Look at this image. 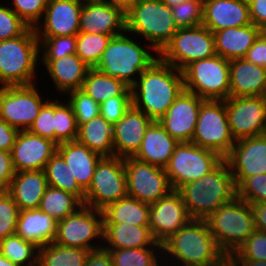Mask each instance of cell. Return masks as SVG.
Masks as SVG:
<instances>
[{
  "instance_id": "cell-41",
  "label": "cell",
  "mask_w": 266,
  "mask_h": 266,
  "mask_svg": "<svg viewBox=\"0 0 266 266\" xmlns=\"http://www.w3.org/2000/svg\"><path fill=\"white\" fill-rule=\"evenodd\" d=\"M111 35L81 33L76 35V55L90 68H95L107 48Z\"/></svg>"
},
{
  "instance_id": "cell-45",
  "label": "cell",
  "mask_w": 266,
  "mask_h": 266,
  "mask_svg": "<svg viewBox=\"0 0 266 266\" xmlns=\"http://www.w3.org/2000/svg\"><path fill=\"white\" fill-rule=\"evenodd\" d=\"M68 103L75 114L77 126L100 115V104L81 89L67 93Z\"/></svg>"
},
{
  "instance_id": "cell-1",
  "label": "cell",
  "mask_w": 266,
  "mask_h": 266,
  "mask_svg": "<svg viewBox=\"0 0 266 266\" xmlns=\"http://www.w3.org/2000/svg\"><path fill=\"white\" fill-rule=\"evenodd\" d=\"M184 89L183 72L157 58L131 87L132 105L158 121Z\"/></svg>"
},
{
  "instance_id": "cell-42",
  "label": "cell",
  "mask_w": 266,
  "mask_h": 266,
  "mask_svg": "<svg viewBox=\"0 0 266 266\" xmlns=\"http://www.w3.org/2000/svg\"><path fill=\"white\" fill-rule=\"evenodd\" d=\"M54 130L57 144L76 141L78 126L73 109L66 100L63 103L62 100H54Z\"/></svg>"
},
{
  "instance_id": "cell-34",
  "label": "cell",
  "mask_w": 266,
  "mask_h": 266,
  "mask_svg": "<svg viewBox=\"0 0 266 266\" xmlns=\"http://www.w3.org/2000/svg\"><path fill=\"white\" fill-rule=\"evenodd\" d=\"M102 211L104 224L149 226L150 204L126 196L107 205Z\"/></svg>"
},
{
  "instance_id": "cell-18",
  "label": "cell",
  "mask_w": 266,
  "mask_h": 266,
  "mask_svg": "<svg viewBox=\"0 0 266 266\" xmlns=\"http://www.w3.org/2000/svg\"><path fill=\"white\" fill-rule=\"evenodd\" d=\"M191 219L181 195L176 190L150 204L149 228L155 240L160 244H163Z\"/></svg>"
},
{
  "instance_id": "cell-13",
  "label": "cell",
  "mask_w": 266,
  "mask_h": 266,
  "mask_svg": "<svg viewBox=\"0 0 266 266\" xmlns=\"http://www.w3.org/2000/svg\"><path fill=\"white\" fill-rule=\"evenodd\" d=\"M103 231L102 211L83 205L75 213L58 221L53 243L94 251L103 245H94L91 241L99 238L103 240Z\"/></svg>"
},
{
  "instance_id": "cell-37",
  "label": "cell",
  "mask_w": 266,
  "mask_h": 266,
  "mask_svg": "<svg viewBox=\"0 0 266 266\" xmlns=\"http://www.w3.org/2000/svg\"><path fill=\"white\" fill-rule=\"evenodd\" d=\"M90 250L56 243L38 249V266H85Z\"/></svg>"
},
{
  "instance_id": "cell-38",
  "label": "cell",
  "mask_w": 266,
  "mask_h": 266,
  "mask_svg": "<svg viewBox=\"0 0 266 266\" xmlns=\"http://www.w3.org/2000/svg\"><path fill=\"white\" fill-rule=\"evenodd\" d=\"M44 172L48 186L71 192L84 202L85 191L79 186L70 167L57 152L47 162Z\"/></svg>"
},
{
  "instance_id": "cell-25",
  "label": "cell",
  "mask_w": 266,
  "mask_h": 266,
  "mask_svg": "<svg viewBox=\"0 0 266 266\" xmlns=\"http://www.w3.org/2000/svg\"><path fill=\"white\" fill-rule=\"evenodd\" d=\"M230 97L265 96L266 68L244 58L229 61Z\"/></svg>"
},
{
  "instance_id": "cell-53",
  "label": "cell",
  "mask_w": 266,
  "mask_h": 266,
  "mask_svg": "<svg viewBox=\"0 0 266 266\" xmlns=\"http://www.w3.org/2000/svg\"><path fill=\"white\" fill-rule=\"evenodd\" d=\"M244 59L266 68V32H262L247 51Z\"/></svg>"
},
{
  "instance_id": "cell-31",
  "label": "cell",
  "mask_w": 266,
  "mask_h": 266,
  "mask_svg": "<svg viewBox=\"0 0 266 266\" xmlns=\"http://www.w3.org/2000/svg\"><path fill=\"white\" fill-rule=\"evenodd\" d=\"M57 153L68 164L79 186L86 191L91 185L96 165L102 156L77 141L58 144Z\"/></svg>"
},
{
  "instance_id": "cell-21",
  "label": "cell",
  "mask_w": 266,
  "mask_h": 266,
  "mask_svg": "<svg viewBox=\"0 0 266 266\" xmlns=\"http://www.w3.org/2000/svg\"><path fill=\"white\" fill-rule=\"evenodd\" d=\"M83 3L82 0H49L42 24L34 28L37 37L77 35Z\"/></svg>"
},
{
  "instance_id": "cell-10",
  "label": "cell",
  "mask_w": 266,
  "mask_h": 266,
  "mask_svg": "<svg viewBox=\"0 0 266 266\" xmlns=\"http://www.w3.org/2000/svg\"><path fill=\"white\" fill-rule=\"evenodd\" d=\"M223 160L218 153L191 142H180L164 169L172 188L177 191L182 185L214 170Z\"/></svg>"
},
{
  "instance_id": "cell-28",
  "label": "cell",
  "mask_w": 266,
  "mask_h": 266,
  "mask_svg": "<svg viewBox=\"0 0 266 266\" xmlns=\"http://www.w3.org/2000/svg\"><path fill=\"white\" fill-rule=\"evenodd\" d=\"M48 187L44 170L15 172L6 191L19 210L37 209Z\"/></svg>"
},
{
  "instance_id": "cell-58",
  "label": "cell",
  "mask_w": 266,
  "mask_h": 266,
  "mask_svg": "<svg viewBox=\"0 0 266 266\" xmlns=\"http://www.w3.org/2000/svg\"><path fill=\"white\" fill-rule=\"evenodd\" d=\"M253 212L255 230L266 232V203H249Z\"/></svg>"
},
{
  "instance_id": "cell-62",
  "label": "cell",
  "mask_w": 266,
  "mask_h": 266,
  "mask_svg": "<svg viewBox=\"0 0 266 266\" xmlns=\"http://www.w3.org/2000/svg\"><path fill=\"white\" fill-rule=\"evenodd\" d=\"M0 266H17L11 260L0 253Z\"/></svg>"
},
{
  "instance_id": "cell-19",
  "label": "cell",
  "mask_w": 266,
  "mask_h": 266,
  "mask_svg": "<svg viewBox=\"0 0 266 266\" xmlns=\"http://www.w3.org/2000/svg\"><path fill=\"white\" fill-rule=\"evenodd\" d=\"M203 101L184 89L158 122L179 143L191 142Z\"/></svg>"
},
{
  "instance_id": "cell-15",
  "label": "cell",
  "mask_w": 266,
  "mask_h": 266,
  "mask_svg": "<svg viewBox=\"0 0 266 266\" xmlns=\"http://www.w3.org/2000/svg\"><path fill=\"white\" fill-rule=\"evenodd\" d=\"M35 85L0 87V118L19 131L30 128L49 100H43Z\"/></svg>"
},
{
  "instance_id": "cell-2",
  "label": "cell",
  "mask_w": 266,
  "mask_h": 266,
  "mask_svg": "<svg viewBox=\"0 0 266 266\" xmlns=\"http://www.w3.org/2000/svg\"><path fill=\"white\" fill-rule=\"evenodd\" d=\"M162 253L166 255L162 256L165 259L161 262L165 263L163 266H172L173 263L174 266H209L226 256L205 219H191L162 244ZM166 258L169 263H166Z\"/></svg>"
},
{
  "instance_id": "cell-55",
  "label": "cell",
  "mask_w": 266,
  "mask_h": 266,
  "mask_svg": "<svg viewBox=\"0 0 266 266\" xmlns=\"http://www.w3.org/2000/svg\"><path fill=\"white\" fill-rule=\"evenodd\" d=\"M251 22L266 32V0H247Z\"/></svg>"
},
{
  "instance_id": "cell-40",
  "label": "cell",
  "mask_w": 266,
  "mask_h": 266,
  "mask_svg": "<svg viewBox=\"0 0 266 266\" xmlns=\"http://www.w3.org/2000/svg\"><path fill=\"white\" fill-rule=\"evenodd\" d=\"M105 250L109 252L114 266H163L158 261L162 258L157 255L158 252H160L161 256L164 255L162 253V246Z\"/></svg>"
},
{
  "instance_id": "cell-59",
  "label": "cell",
  "mask_w": 266,
  "mask_h": 266,
  "mask_svg": "<svg viewBox=\"0 0 266 266\" xmlns=\"http://www.w3.org/2000/svg\"><path fill=\"white\" fill-rule=\"evenodd\" d=\"M100 1L106 3L111 7L117 8L121 10L123 13L127 14L136 0H100Z\"/></svg>"
},
{
  "instance_id": "cell-12",
  "label": "cell",
  "mask_w": 266,
  "mask_h": 266,
  "mask_svg": "<svg viewBox=\"0 0 266 266\" xmlns=\"http://www.w3.org/2000/svg\"><path fill=\"white\" fill-rule=\"evenodd\" d=\"M126 196L124 158L102 157L96 165L91 185L85 191L83 205L103 210Z\"/></svg>"
},
{
  "instance_id": "cell-29",
  "label": "cell",
  "mask_w": 266,
  "mask_h": 266,
  "mask_svg": "<svg viewBox=\"0 0 266 266\" xmlns=\"http://www.w3.org/2000/svg\"><path fill=\"white\" fill-rule=\"evenodd\" d=\"M262 32L253 23L216 31L213 33L215 52L228 61L244 58Z\"/></svg>"
},
{
  "instance_id": "cell-57",
  "label": "cell",
  "mask_w": 266,
  "mask_h": 266,
  "mask_svg": "<svg viewBox=\"0 0 266 266\" xmlns=\"http://www.w3.org/2000/svg\"><path fill=\"white\" fill-rule=\"evenodd\" d=\"M85 266H114L109 252L103 248L90 251Z\"/></svg>"
},
{
  "instance_id": "cell-50",
  "label": "cell",
  "mask_w": 266,
  "mask_h": 266,
  "mask_svg": "<svg viewBox=\"0 0 266 266\" xmlns=\"http://www.w3.org/2000/svg\"><path fill=\"white\" fill-rule=\"evenodd\" d=\"M231 258L266 262V232L255 230Z\"/></svg>"
},
{
  "instance_id": "cell-63",
  "label": "cell",
  "mask_w": 266,
  "mask_h": 266,
  "mask_svg": "<svg viewBox=\"0 0 266 266\" xmlns=\"http://www.w3.org/2000/svg\"><path fill=\"white\" fill-rule=\"evenodd\" d=\"M164 4H166L168 7L176 6L179 3H182L187 0H161Z\"/></svg>"
},
{
  "instance_id": "cell-51",
  "label": "cell",
  "mask_w": 266,
  "mask_h": 266,
  "mask_svg": "<svg viewBox=\"0 0 266 266\" xmlns=\"http://www.w3.org/2000/svg\"><path fill=\"white\" fill-rule=\"evenodd\" d=\"M29 27L10 6L0 4V41L18 37Z\"/></svg>"
},
{
  "instance_id": "cell-4",
  "label": "cell",
  "mask_w": 266,
  "mask_h": 266,
  "mask_svg": "<svg viewBox=\"0 0 266 266\" xmlns=\"http://www.w3.org/2000/svg\"><path fill=\"white\" fill-rule=\"evenodd\" d=\"M40 55L33 27L18 37L0 41V87L35 84Z\"/></svg>"
},
{
  "instance_id": "cell-33",
  "label": "cell",
  "mask_w": 266,
  "mask_h": 266,
  "mask_svg": "<svg viewBox=\"0 0 266 266\" xmlns=\"http://www.w3.org/2000/svg\"><path fill=\"white\" fill-rule=\"evenodd\" d=\"M113 125L101 115L78 126L76 141L102 157H113Z\"/></svg>"
},
{
  "instance_id": "cell-56",
  "label": "cell",
  "mask_w": 266,
  "mask_h": 266,
  "mask_svg": "<svg viewBox=\"0 0 266 266\" xmlns=\"http://www.w3.org/2000/svg\"><path fill=\"white\" fill-rule=\"evenodd\" d=\"M19 130L0 118V150L11 152Z\"/></svg>"
},
{
  "instance_id": "cell-8",
  "label": "cell",
  "mask_w": 266,
  "mask_h": 266,
  "mask_svg": "<svg viewBox=\"0 0 266 266\" xmlns=\"http://www.w3.org/2000/svg\"><path fill=\"white\" fill-rule=\"evenodd\" d=\"M185 90L204 100L230 97L229 61L219 55L196 60L183 70Z\"/></svg>"
},
{
  "instance_id": "cell-3",
  "label": "cell",
  "mask_w": 266,
  "mask_h": 266,
  "mask_svg": "<svg viewBox=\"0 0 266 266\" xmlns=\"http://www.w3.org/2000/svg\"><path fill=\"white\" fill-rule=\"evenodd\" d=\"M177 192L192 219L206 220L237 197L234 177L225 160L202 178L182 185Z\"/></svg>"
},
{
  "instance_id": "cell-60",
  "label": "cell",
  "mask_w": 266,
  "mask_h": 266,
  "mask_svg": "<svg viewBox=\"0 0 266 266\" xmlns=\"http://www.w3.org/2000/svg\"><path fill=\"white\" fill-rule=\"evenodd\" d=\"M234 266H266L265 261L251 259H232Z\"/></svg>"
},
{
  "instance_id": "cell-52",
  "label": "cell",
  "mask_w": 266,
  "mask_h": 266,
  "mask_svg": "<svg viewBox=\"0 0 266 266\" xmlns=\"http://www.w3.org/2000/svg\"><path fill=\"white\" fill-rule=\"evenodd\" d=\"M28 131L32 134L50 139L55 142L54 130V101L48 100L41 108Z\"/></svg>"
},
{
  "instance_id": "cell-26",
  "label": "cell",
  "mask_w": 266,
  "mask_h": 266,
  "mask_svg": "<svg viewBox=\"0 0 266 266\" xmlns=\"http://www.w3.org/2000/svg\"><path fill=\"white\" fill-rule=\"evenodd\" d=\"M46 67L56 91L63 95L81 89L86 74L90 69L76 54L60 59H40Z\"/></svg>"
},
{
  "instance_id": "cell-36",
  "label": "cell",
  "mask_w": 266,
  "mask_h": 266,
  "mask_svg": "<svg viewBox=\"0 0 266 266\" xmlns=\"http://www.w3.org/2000/svg\"><path fill=\"white\" fill-rule=\"evenodd\" d=\"M83 202L73 193L48 186L39 204V209L57 222L75 213Z\"/></svg>"
},
{
  "instance_id": "cell-5",
  "label": "cell",
  "mask_w": 266,
  "mask_h": 266,
  "mask_svg": "<svg viewBox=\"0 0 266 266\" xmlns=\"http://www.w3.org/2000/svg\"><path fill=\"white\" fill-rule=\"evenodd\" d=\"M133 38L126 35V32L112 37L95 67L103 74L123 81L130 88L136 83L138 76L159 58Z\"/></svg>"
},
{
  "instance_id": "cell-61",
  "label": "cell",
  "mask_w": 266,
  "mask_h": 266,
  "mask_svg": "<svg viewBox=\"0 0 266 266\" xmlns=\"http://www.w3.org/2000/svg\"><path fill=\"white\" fill-rule=\"evenodd\" d=\"M209 266H234V263H233L231 256H225L218 263H214V264H211Z\"/></svg>"
},
{
  "instance_id": "cell-30",
  "label": "cell",
  "mask_w": 266,
  "mask_h": 266,
  "mask_svg": "<svg viewBox=\"0 0 266 266\" xmlns=\"http://www.w3.org/2000/svg\"><path fill=\"white\" fill-rule=\"evenodd\" d=\"M57 223L39 208L20 210L15 234L41 248L54 242Z\"/></svg>"
},
{
  "instance_id": "cell-11",
  "label": "cell",
  "mask_w": 266,
  "mask_h": 266,
  "mask_svg": "<svg viewBox=\"0 0 266 266\" xmlns=\"http://www.w3.org/2000/svg\"><path fill=\"white\" fill-rule=\"evenodd\" d=\"M216 55L213 33L204 25L179 28L158 54L159 58L178 70L196 60Z\"/></svg>"
},
{
  "instance_id": "cell-35",
  "label": "cell",
  "mask_w": 266,
  "mask_h": 266,
  "mask_svg": "<svg viewBox=\"0 0 266 266\" xmlns=\"http://www.w3.org/2000/svg\"><path fill=\"white\" fill-rule=\"evenodd\" d=\"M128 88L123 81L90 68L81 90L101 104L110 98L121 96Z\"/></svg>"
},
{
  "instance_id": "cell-47",
  "label": "cell",
  "mask_w": 266,
  "mask_h": 266,
  "mask_svg": "<svg viewBox=\"0 0 266 266\" xmlns=\"http://www.w3.org/2000/svg\"><path fill=\"white\" fill-rule=\"evenodd\" d=\"M237 198L248 203H266V173L245 178L237 186Z\"/></svg>"
},
{
  "instance_id": "cell-17",
  "label": "cell",
  "mask_w": 266,
  "mask_h": 266,
  "mask_svg": "<svg viewBox=\"0 0 266 266\" xmlns=\"http://www.w3.org/2000/svg\"><path fill=\"white\" fill-rule=\"evenodd\" d=\"M234 177L236 187L247 177L266 173V135L235 141L224 158Z\"/></svg>"
},
{
  "instance_id": "cell-27",
  "label": "cell",
  "mask_w": 266,
  "mask_h": 266,
  "mask_svg": "<svg viewBox=\"0 0 266 266\" xmlns=\"http://www.w3.org/2000/svg\"><path fill=\"white\" fill-rule=\"evenodd\" d=\"M178 144L158 121H153L146 129L138 151L132 157L165 168Z\"/></svg>"
},
{
  "instance_id": "cell-6",
  "label": "cell",
  "mask_w": 266,
  "mask_h": 266,
  "mask_svg": "<svg viewBox=\"0 0 266 266\" xmlns=\"http://www.w3.org/2000/svg\"><path fill=\"white\" fill-rule=\"evenodd\" d=\"M177 30L171 8L161 0H136L126 14V33L146 38L152 53L159 54Z\"/></svg>"
},
{
  "instance_id": "cell-49",
  "label": "cell",
  "mask_w": 266,
  "mask_h": 266,
  "mask_svg": "<svg viewBox=\"0 0 266 266\" xmlns=\"http://www.w3.org/2000/svg\"><path fill=\"white\" fill-rule=\"evenodd\" d=\"M132 105V90L129 87L121 96L110 98L100 104V115L111 125L118 122Z\"/></svg>"
},
{
  "instance_id": "cell-14",
  "label": "cell",
  "mask_w": 266,
  "mask_h": 266,
  "mask_svg": "<svg viewBox=\"0 0 266 266\" xmlns=\"http://www.w3.org/2000/svg\"><path fill=\"white\" fill-rule=\"evenodd\" d=\"M127 196L152 204L169 195L174 189L164 168L124 158Z\"/></svg>"
},
{
  "instance_id": "cell-46",
  "label": "cell",
  "mask_w": 266,
  "mask_h": 266,
  "mask_svg": "<svg viewBox=\"0 0 266 266\" xmlns=\"http://www.w3.org/2000/svg\"><path fill=\"white\" fill-rule=\"evenodd\" d=\"M19 212L12 197L6 191H0V240L15 234Z\"/></svg>"
},
{
  "instance_id": "cell-48",
  "label": "cell",
  "mask_w": 266,
  "mask_h": 266,
  "mask_svg": "<svg viewBox=\"0 0 266 266\" xmlns=\"http://www.w3.org/2000/svg\"><path fill=\"white\" fill-rule=\"evenodd\" d=\"M49 0H12L11 9L30 27L35 28L44 16Z\"/></svg>"
},
{
  "instance_id": "cell-54",
  "label": "cell",
  "mask_w": 266,
  "mask_h": 266,
  "mask_svg": "<svg viewBox=\"0 0 266 266\" xmlns=\"http://www.w3.org/2000/svg\"><path fill=\"white\" fill-rule=\"evenodd\" d=\"M15 175L11 152L0 150V191H7Z\"/></svg>"
},
{
  "instance_id": "cell-23",
  "label": "cell",
  "mask_w": 266,
  "mask_h": 266,
  "mask_svg": "<svg viewBox=\"0 0 266 266\" xmlns=\"http://www.w3.org/2000/svg\"><path fill=\"white\" fill-rule=\"evenodd\" d=\"M153 120L133 105L113 125L114 156L132 157L139 149L146 129Z\"/></svg>"
},
{
  "instance_id": "cell-32",
  "label": "cell",
  "mask_w": 266,
  "mask_h": 266,
  "mask_svg": "<svg viewBox=\"0 0 266 266\" xmlns=\"http://www.w3.org/2000/svg\"><path fill=\"white\" fill-rule=\"evenodd\" d=\"M103 249H136L148 246H162L149 226L134 224H104ZM108 243V244H106Z\"/></svg>"
},
{
  "instance_id": "cell-9",
  "label": "cell",
  "mask_w": 266,
  "mask_h": 266,
  "mask_svg": "<svg viewBox=\"0 0 266 266\" xmlns=\"http://www.w3.org/2000/svg\"><path fill=\"white\" fill-rule=\"evenodd\" d=\"M191 143L218 153L223 159L235 140L232 137L225 100H204L201 104Z\"/></svg>"
},
{
  "instance_id": "cell-20",
  "label": "cell",
  "mask_w": 266,
  "mask_h": 266,
  "mask_svg": "<svg viewBox=\"0 0 266 266\" xmlns=\"http://www.w3.org/2000/svg\"><path fill=\"white\" fill-rule=\"evenodd\" d=\"M57 145L28 130L19 131L11 151L15 172L44 170L47 162L57 152Z\"/></svg>"
},
{
  "instance_id": "cell-16",
  "label": "cell",
  "mask_w": 266,
  "mask_h": 266,
  "mask_svg": "<svg viewBox=\"0 0 266 266\" xmlns=\"http://www.w3.org/2000/svg\"><path fill=\"white\" fill-rule=\"evenodd\" d=\"M225 104L229 128L235 141L265 134V96L229 97Z\"/></svg>"
},
{
  "instance_id": "cell-24",
  "label": "cell",
  "mask_w": 266,
  "mask_h": 266,
  "mask_svg": "<svg viewBox=\"0 0 266 266\" xmlns=\"http://www.w3.org/2000/svg\"><path fill=\"white\" fill-rule=\"evenodd\" d=\"M252 24L247 0H204L203 21L212 33Z\"/></svg>"
},
{
  "instance_id": "cell-22",
  "label": "cell",
  "mask_w": 266,
  "mask_h": 266,
  "mask_svg": "<svg viewBox=\"0 0 266 266\" xmlns=\"http://www.w3.org/2000/svg\"><path fill=\"white\" fill-rule=\"evenodd\" d=\"M79 32L112 37L121 35L126 32V14L100 0L84 1L80 13Z\"/></svg>"
},
{
  "instance_id": "cell-7",
  "label": "cell",
  "mask_w": 266,
  "mask_h": 266,
  "mask_svg": "<svg viewBox=\"0 0 266 266\" xmlns=\"http://www.w3.org/2000/svg\"><path fill=\"white\" fill-rule=\"evenodd\" d=\"M216 243L226 256H232L255 231L250 204L235 198L206 218Z\"/></svg>"
},
{
  "instance_id": "cell-39",
  "label": "cell",
  "mask_w": 266,
  "mask_h": 266,
  "mask_svg": "<svg viewBox=\"0 0 266 266\" xmlns=\"http://www.w3.org/2000/svg\"><path fill=\"white\" fill-rule=\"evenodd\" d=\"M38 249L16 234L0 240V253L17 266H38Z\"/></svg>"
},
{
  "instance_id": "cell-43",
  "label": "cell",
  "mask_w": 266,
  "mask_h": 266,
  "mask_svg": "<svg viewBox=\"0 0 266 266\" xmlns=\"http://www.w3.org/2000/svg\"><path fill=\"white\" fill-rule=\"evenodd\" d=\"M40 42V59H60L76 54V35L37 37Z\"/></svg>"
},
{
  "instance_id": "cell-44",
  "label": "cell",
  "mask_w": 266,
  "mask_h": 266,
  "mask_svg": "<svg viewBox=\"0 0 266 266\" xmlns=\"http://www.w3.org/2000/svg\"><path fill=\"white\" fill-rule=\"evenodd\" d=\"M203 1L187 0L171 7L177 28H190L202 25Z\"/></svg>"
}]
</instances>
